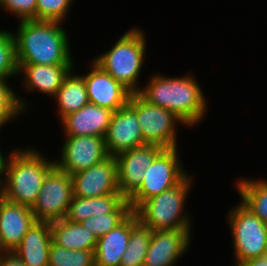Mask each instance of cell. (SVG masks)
<instances>
[{"mask_svg": "<svg viewBox=\"0 0 267 266\" xmlns=\"http://www.w3.org/2000/svg\"><path fill=\"white\" fill-rule=\"evenodd\" d=\"M154 72L148 77L149 81L143 83L138 94L148 103L174 113L187 125V130L203 123L209 103L193 71L183 76L174 74L173 77L161 71Z\"/></svg>", "mask_w": 267, "mask_h": 266, "instance_id": "1", "label": "cell"}, {"mask_svg": "<svg viewBox=\"0 0 267 266\" xmlns=\"http://www.w3.org/2000/svg\"><path fill=\"white\" fill-rule=\"evenodd\" d=\"M65 23L46 20L19 21L12 31L18 65H76Z\"/></svg>", "mask_w": 267, "mask_h": 266, "instance_id": "2", "label": "cell"}, {"mask_svg": "<svg viewBox=\"0 0 267 266\" xmlns=\"http://www.w3.org/2000/svg\"><path fill=\"white\" fill-rule=\"evenodd\" d=\"M42 151V152H41ZM35 145L16 147L2 182L3 197L32 208L48 173L55 162Z\"/></svg>", "mask_w": 267, "mask_h": 266, "instance_id": "3", "label": "cell"}, {"mask_svg": "<svg viewBox=\"0 0 267 266\" xmlns=\"http://www.w3.org/2000/svg\"><path fill=\"white\" fill-rule=\"evenodd\" d=\"M143 29L139 25H133L120 37L118 36L115 39L117 41L108 47V50L92 59L131 94L139 93L143 84L140 77L142 78L141 74L148 56L146 37L148 34Z\"/></svg>", "mask_w": 267, "mask_h": 266, "instance_id": "4", "label": "cell"}, {"mask_svg": "<svg viewBox=\"0 0 267 266\" xmlns=\"http://www.w3.org/2000/svg\"><path fill=\"white\" fill-rule=\"evenodd\" d=\"M192 174L194 175L189 173L173 188L144 201L134 211L138 221L152 231L193 230V215L190 214V208L188 209L186 204L195 186L196 176Z\"/></svg>", "mask_w": 267, "mask_h": 266, "instance_id": "5", "label": "cell"}, {"mask_svg": "<svg viewBox=\"0 0 267 266\" xmlns=\"http://www.w3.org/2000/svg\"><path fill=\"white\" fill-rule=\"evenodd\" d=\"M227 225L231 233L234 266L267 253V224L240 200L228 210Z\"/></svg>", "mask_w": 267, "mask_h": 266, "instance_id": "6", "label": "cell"}, {"mask_svg": "<svg viewBox=\"0 0 267 266\" xmlns=\"http://www.w3.org/2000/svg\"><path fill=\"white\" fill-rule=\"evenodd\" d=\"M179 147L163 149L146 168L139 188L127 199L132 211L144 201L179 184L191 171H187ZM185 167V168H184Z\"/></svg>", "mask_w": 267, "mask_h": 266, "instance_id": "7", "label": "cell"}, {"mask_svg": "<svg viewBox=\"0 0 267 266\" xmlns=\"http://www.w3.org/2000/svg\"><path fill=\"white\" fill-rule=\"evenodd\" d=\"M128 104L137 112L143 143L160 146L163 149L179 147V127L187 126L174 113L152 105L138 93L131 94Z\"/></svg>", "mask_w": 267, "mask_h": 266, "instance_id": "8", "label": "cell"}, {"mask_svg": "<svg viewBox=\"0 0 267 266\" xmlns=\"http://www.w3.org/2000/svg\"><path fill=\"white\" fill-rule=\"evenodd\" d=\"M73 198L72 177L56 166L48 173L31 208L36 221L55 222L66 217Z\"/></svg>", "mask_w": 267, "mask_h": 266, "instance_id": "9", "label": "cell"}, {"mask_svg": "<svg viewBox=\"0 0 267 266\" xmlns=\"http://www.w3.org/2000/svg\"><path fill=\"white\" fill-rule=\"evenodd\" d=\"M61 145L59 155L53 159L55 166L69 175L93 167L109 157L104 137L63 136Z\"/></svg>", "mask_w": 267, "mask_h": 266, "instance_id": "10", "label": "cell"}, {"mask_svg": "<svg viewBox=\"0 0 267 266\" xmlns=\"http://www.w3.org/2000/svg\"><path fill=\"white\" fill-rule=\"evenodd\" d=\"M192 230L152 231L143 266H177L191 249ZM189 249V250H188Z\"/></svg>", "mask_w": 267, "mask_h": 266, "instance_id": "11", "label": "cell"}, {"mask_svg": "<svg viewBox=\"0 0 267 266\" xmlns=\"http://www.w3.org/2000/svg\"><path fill=\"white\" fill-rule=\"evenodd\" d=\"M72 177L73 196L90 198L120 193L118 189V166L115 157L77 172Z\"/></svg>", "mask_w": 267, "mask_h": 266, "instance_id": "12", "label": "cell"}, {"mask_svg": "<svg viewBox=\"0 0 267 266\" xmlns=\"http://www.w3.org/2000/svg\"><path fill=\"white\" fill-rule=\"evenodd\" d=\"M88 63V72L80 75L85 81L89 102L114 112L124 107L131 93L93 60Z\"/></svg>", "mask_w": 267, "mask_h": 266, "instance_id": "13", "label": "cell"}, {"mask_svg": "<svg viewBox=\"0 0 267 266\" xmlns=\"http://www.w3.org/2000/svg\"><path fill=\"white\" fill-rule=\"evenodd\" d=\"M104 141L112 157L144 145L137 112L128 103L113 112Z\"/></svg>", "mask_w": 267, "mask_h": 266, "instance_id": "14", "label": "cell"}, {"mask_svg": "<svg viewBox=\"0 0 267 266\" xmlns=\"http://www.w3.org/2000/svg\"><path fill=\"white\" fill-rule=\"evenodd\" d=\"M163 150L162 147L145 144L117 155L118 189L128 199L141 185L146 168Z\"/></svg>", "mask_w": 267, "mask_h": 266, "instance_id": "15", "label": "cell"}, {"mask_svg": "<svg viewBox=\"0 0 267 266\" xmlns=\"http://www.w3.org/2000/svg\"><path fill=\"white\" fill-rule=\"evenodd\" d=\"M74 66L63 64L18 65V79L21 81H19L20 89L26 94L35 92L47 95V98H53Z\"/></svg>", "mask_w": 267, "mask_h": 266, "instance_id": "16", "label": "cell"}, {"mask_svg": "<svg viewBox=\"0 0 267 266\" xmlns=\"http://www.w3.org/2000/svg\"><path fill=\"white\" fill-rule=\"evenodd\" d=\"M30 207L0 199V244L5 252L13 251L35 222Z\"/></svg>", "mask_w": 267, "mask_h": 266, "instance_id": "17", "label": "cell"}, {"mask_svg": "<svg viewBox=\"0 0 267 266\" xmlns=\"http://www.w3.org/2000/svg\"><path fill=\"white\" fill-rule=\"evenodd\" d=\"M113 112L89 102L78 111L65 116L59 126L63 136L104 137Z\"/></svg>", "mask_w": 267, "mask_h": 266, "instance_id": "18", "label": "cell"}, {"mask_svg": "<svg viewBox=\"0 0 267 266\" xmlns=\"http://www.w3.org/2000/svg\"><path fill=\"white\" fill-rule=\"evenodd\" d=\"M51 243L50 223L35 221L13 252L26 266H48Z\"/></svg>", "mask_w": 267, "mask_h": 266, "instance_id": "19", "label": "cell"}, {"mask_svg": "<svg viewBox=\"0 0 267 266\" xmlns=\"http://www.w3.org/2000/svg\"><path fill=\"white\" fill-rule=\"evenodd\" d=\"M131 232V213L114 229L97 240L95 266H120Z\"/></svg>", "mask_w": 267, "mask_h": 266, "instance_id": "20", "label": "cell"}, {"mask_svg": "<svg viewBox=\"0 0 267 266\" xmlns=\"http://www.w3.org/2000/svg\"><path fill=\"white\" fill-rule=\"evenodd\" d=\"M75 69L74 66L52 98L56 109L54 113L59 122L89 103L85 81Z\"/></svg>", "mask_w": 267, "mask_h": 266, "instance_id": "21", "label": "cell"}, {"mask_svg": "<svg viewBox=\"0 0 267 266\" xmlns=\"http://www.w3.org/2000/svg\"><path fill=\"white\" fill-rule=\"evenodd\" d=\"M52 242L71 250L95 251L98 238L85 229L81 223L61 219L50 223Z\"/></svg>", "mask_w": 267, "mask_h": 266, "instance_id": "22", "label": "cell"}, {"mask_svg": "<svg viewBox=\"0 0 267 266\" xmlns=\"http://www.w3.org/2000/svg\"><path fill=\"white\" fill-rule=\"evenodd\" d=\"M125 199L121 193L90 198L73 196L65 219L80 223L91 216L112 213Z\"/></svg>", "mask_w": 267, "mask_h": 266, "instance_id": "23", "label": "cell"}, {"mask_svg": "<svg viewBox=\"0 0 267 266\" xmlns=\"http://www.w3.org/2000/svg\"><path fill=\"white\" fill-rule=\"evenodd\" d=\"M234 184L239 200L267 224V179L244 175L234 180Z\"/></svg>", "mask_w": 267, "mask_h": 266, "instance_id": "24", "label": "cell"}, {"mask_svg": "<svg viewBox=\"0 0 267 266\" xmlns=\"http://www.w3.org/2000/svg\"><path fill=\"white\" fill-rule=\"evenodd\" d=\"M9 80V81H8ZM13 79H1L0 80V131L4 128L7 124L11 122H17L20 117L26 116L27 111L30 112L32 107L30 99H26V96H22L18 93V90L13 88L14 86L11 85V81ZM16 120V121H15ZM0 132V133H1ZM2 136V134H0Z\"/></svg>", "mask_w": 267, "mask_h": 266, "instance_id": "25", "label": "cell"}, {"mask_svg": "<svg viewBox=\"0 0 267 266\" xmlns=\"http://www.w3.org/2000/svg\"><path fill=\"white\" fill-rule=\"evenodd\" d=\"M151 235L152 230L142 225L135 212L132 211L129 243L120 266H143Z\"/></svg>", "mask_w": 267, "mask_h": 266, "instance_id": "26", "label": "cell"}, {"mask_svg": "<svg viewBox=\"0 0 267 266\" xmlns=\"http://www.w3.org/2000/svg\"><path fill=\"white\" fill-rule=\"evenodd\" d=\"M131 212L130 203L125 199L112 213L91 216L80 223L99 238L119 225Z\"/></svg>", "mask_w": 267, "mask_h": 266, "instance_id": "27", "label": "cell"}, {"mask_svg": "<svg viewBox=\"0 0 267 266\" xmlns=\"http://www.w3.org/2000/svg\"><path fill=\"white\" fill-rule=\"evenodd\" d=\"M48 266H95V254L92 250H71L52 242Z\"/></svg>", "mask_w": 267, "mask_h": 266, "instance_id": "28", "label": "cell"}, {"mask_svg": "<svg viewBox=\"0 0 267 266\" xmlns=\"http://www.w3.org/2000/svg\"><path fill=\"white\" fill-rule=\"evenodd\" d=\"M3 28V29H1ZM0 28V80L18 78L15 40L12 30Z\"/></svg>", "mask_w": 267, "mask_h": 266, "instance_id": "29", "label": "cell"}, {"mask_svg": "<svg viewBox=\"0 0 267 266\" xmlns=\"http://www.w3.org/2000/svg\"><path fill=\"white\" fill-rule=\"evenodd\" d=\"M76 0H37L36 20L59 21L66 24Z\"/></svg>", "mask_w": 267, "mask_h": 266, "instance_id": "30", "label": "cell"}, {"mask_svg": "<svg viewBox=\"0 0 267 266\" xmlns=\"http://www.w3.org/2000/svg\"><path fill=\"white\" fill-rule=\"evenodd\" d=\"M36 3L37 0H0V9L18 22L36 20Z\"/></svg>", "mask_w": 267, "mask_h": 266, "instance_id": "31", "label": "cell"}, {"mask_svg": "<svg viewBox=\"0 0 267 266\" xmlns=\"http://www.w3.org/2000/svg\"><path fill=\"white\" fill-rule=\"evenodd\" d=\"M0 266H26L13 251L3 252L0 255Z\"/></svg>", "mask_w": 267, "mask_h": 266, "instance_id": "32", "label": "cell"}, {"mask_svg": "<svg viewBox=\"0 0 267 266\" xmlns=\"http://www.w3.org/2000/svg\"><path fill=\"white\" fill-rule=\"evenodd\" d=\"M1 146H2V144H0V181L3 182L9 159H10L13 151L16 148L15 147H14V149L12 148V150H10V153H9L8 150H7V152L5 150L3 151V148H5V147H1ZM6 153H8V154H6Z\"/></svg>", "mask_w": 267, "mask_h": 266, "instance_id": "33", "label": "cell"}, {"mask_svg": "<svg viewBox=\"0 0 267 266\" xmlns=\"http://www.w3.org/2000/svg\"><path fill=\"white\" fill-rule=\"evenodd\" d=\"M239 266H267V253L258 258L246 260Z\"/></svg>", "mask_w": 267, "mask_h": 266, "instance_id": "34", "label": "cell"}, {"mask_svg": "<svg viewBox=\"0 0 267 266\" xmlns=\"http://www.w3.org/2000/svg\"><path fill=\"white\" fill-rule=\"evenodd\" d=\"M3 197L2 182L0 181V199Z\"/></svg>", "mask_w": 267, "mask_h": 266, "instance_id": "35", "label": "cell"}, {"mask_svg": "<svg viewBox=\"0 0 267 266\" xmlns=\"http://www.w3.org/2000/svg\"><path fill=\"white\" fill-rule=\"evenodd\" d=\"M3 252H5V251L2 249L1 244H0V255H1Z\"/></svg>", "mask_w": 267, "mask_h": 266, "instance_id": "36", "label": "cell"}]
</instances>
